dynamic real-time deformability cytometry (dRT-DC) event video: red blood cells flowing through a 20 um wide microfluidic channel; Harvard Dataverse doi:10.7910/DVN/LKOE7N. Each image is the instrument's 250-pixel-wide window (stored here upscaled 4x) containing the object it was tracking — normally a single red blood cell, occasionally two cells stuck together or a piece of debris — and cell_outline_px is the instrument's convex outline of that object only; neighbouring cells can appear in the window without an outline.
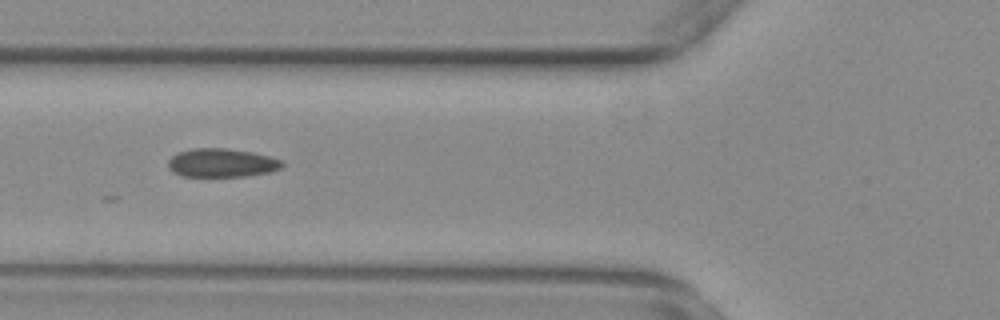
{"species": "common noctule bat (a hibernating species)", "species_latin": "Nyctalus noctula", "temperature_condition": "warm", "stored_images_in_passage": 40, "camera_frame_rate_fps": 3000, "um_per_image_px": 0.085, "animal": {"sex": "female", "body_mass_g": 29.2, "forearm_length_mm": 56.3}, "frame": {"image": 1, "passage_image": 6, "time_ms": 1.667, "image_size_px": [1000, 320], "cell_outline_px": [[284, 164], [280, 168], [268, 172], [244, 176], [180, 176], [172, 172], [168, 168], [168, 160], [176, 152], [196, 148], [224, 148], [252, 152], [284, 160]], "centroid_in_image_um": [18.81, 13.84], "position_along_channel_um": 107.0, "area_um2": 19.02}}
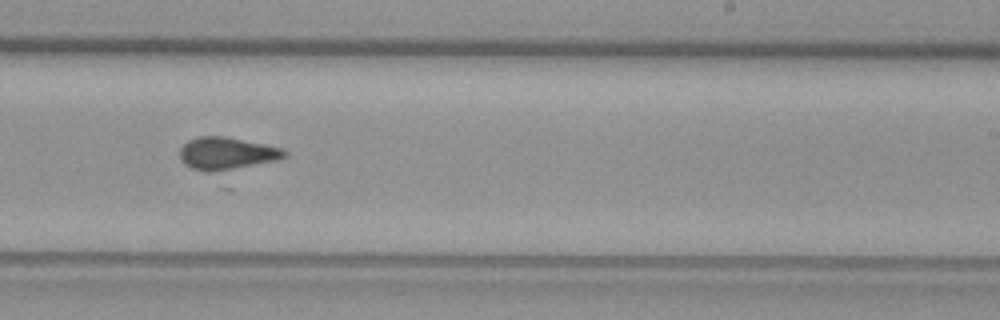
{"frame": {"image": 2, "passage_image": 19, "time_ms": 6.0, "image_size_px": [1000, 320], "cell_outline_px": [[288, 156], [280, 160], [224, 172], [204, 172], [192, 168], [184, 164], [180, 160], [180, 148], [188, 140], [200, 136], [224, 136], [264, 144], [280, 148], [288, 152]], "centroid_in_image_um": [19.29, 13.07], "position_along_channel_um": 269.7, "area_um2": 20.29}}
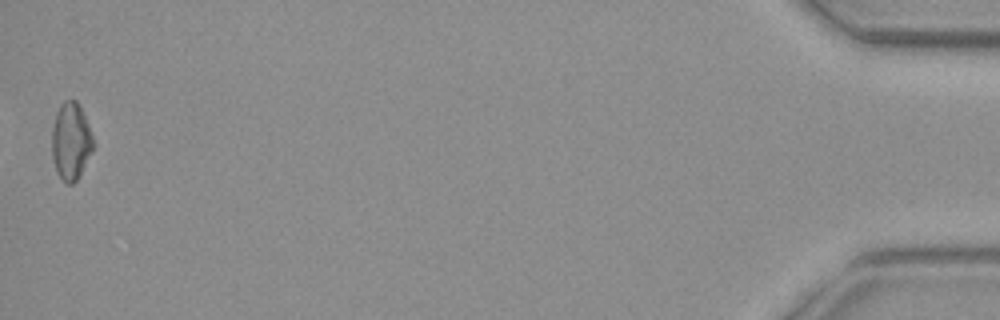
{"frame": {"image": 3, "passage_image": 40, "time_ms": 13.0, "image_size_px": [1000, 320], "cell_outline_px": [[96, 144], [76, 180], [72, 184], [64, 184], [56, 172], [52, 156], [52, 128], [56, 112], [60, 104], [64, 100], [76, 100], [84, 116]], "centroid_in_image_um": [6.01, 12.02], "position_along_channel_um": 429.2, "area_um2": 18.61}, "authors_computed_cell_mechanics": {"area_um2": 19.074, "velocity_mm_per_s": 3.7566, "shape_relaxation_time_tau1_ms": null, "shape_relaxation_time_tau2_ms": 2.2908, "deformation_change_tau1": null, "deformation_change_tau2": 0.075}}